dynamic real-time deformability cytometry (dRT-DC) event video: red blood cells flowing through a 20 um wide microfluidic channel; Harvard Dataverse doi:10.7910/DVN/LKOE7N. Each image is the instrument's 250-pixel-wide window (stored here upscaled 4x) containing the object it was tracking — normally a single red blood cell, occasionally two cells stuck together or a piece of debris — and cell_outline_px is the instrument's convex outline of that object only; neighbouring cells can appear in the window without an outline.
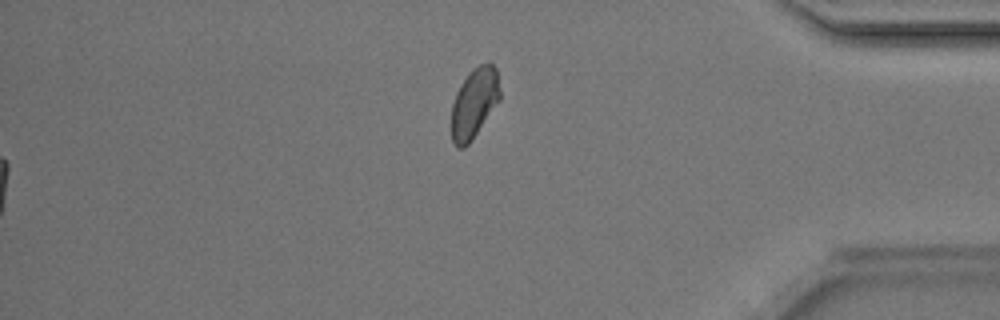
{"species": "Egyptian fruit bat (a non-hibernating species)", "species_latin": "Rousettus aegyptiacus", "temperature_condition": "room temperature", "stored_images_in_passage": 49, "segment_of_instrument_passage": [2, 2], "camera_frame_rate_fps": 3000, "um_per_image_px": 0.085, "animal": {"sex": "male"}, "frame": {"image": 1, "passage_image": 49, "time_ms": 16.0, "image_size_px": [1000, 320], "cell_outline_px": [[500, 100], [472, 140], [464, 148], [456, 148], [452, 140], [452, 104], [456, 92], [460, 84], [472, 68], [488, 60], [496, 68], [500, 88]], "centroid_in_image_um": [40.32, 8.74], "position_along_channel_um": 394.9, "area_um2": 20.0}}